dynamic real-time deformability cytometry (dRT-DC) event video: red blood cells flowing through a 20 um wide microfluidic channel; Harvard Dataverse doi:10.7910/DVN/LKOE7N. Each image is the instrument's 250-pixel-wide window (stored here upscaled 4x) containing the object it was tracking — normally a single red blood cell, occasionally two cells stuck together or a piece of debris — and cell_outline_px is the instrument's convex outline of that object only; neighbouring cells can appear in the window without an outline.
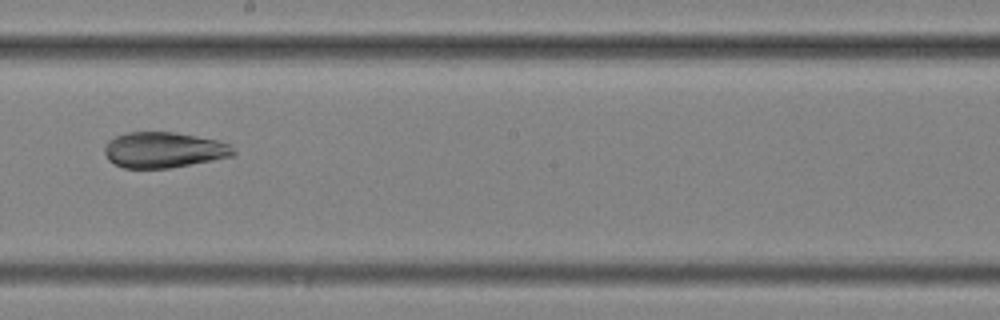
{"species": "common noctule bat (a hibernating species)", "species_latin": "Nyctalus noctula", "temperature_condition": "cold", "stored_images_in_passage": 12, "camera_frame_rate_fps": 3000, "um_per_image_px": 0.085, "animal": {"sex": "female", "body_mass_g": 25.1}, "frame": {"image": 1, "passage_image": 6, "time_ms": 1.667, "image_size_px": [1000, 320], "cell_outline_px": [[236, 152], [232, 156], [172, 168], [124, 168], [108, 160], [104, 152], [104, 148], [108, 140], [116, 136], [128, 132], [176, 132], [216, 140], [228, 144]], "centroid_in_image_um": [13.89, 12.74], "position_along_channel_um": 234.3, "area_um2": 26.7}}
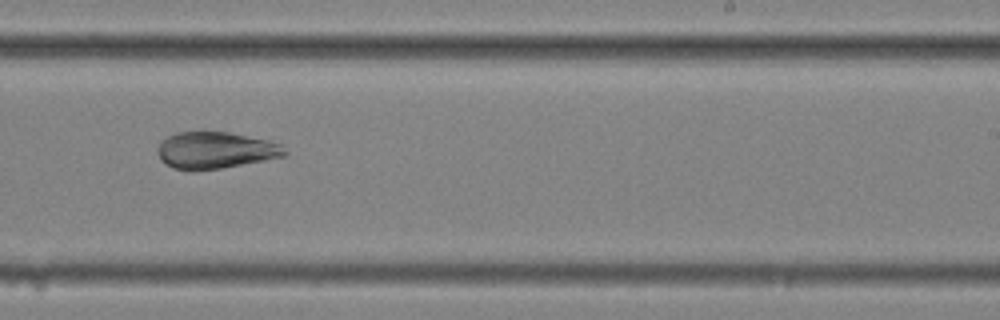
{"frame": {"image": 2, "passage_image": 7, "time_ms": 2.0, "image_size_px": [1000, 320], "cell_outline_px": [[288, 152], [284, 156], [264, 160], [220, 168], [188, 172], [172, 168], [160, 160], [156, 152], [156, 148], [160, 140], [176, 132], [228, 132], [268, 140], [280, 144]], "centroid_in_image_um": [18.23, 12.78], "position_along_channel_um": 270.8, "area_um2": 27.46}}
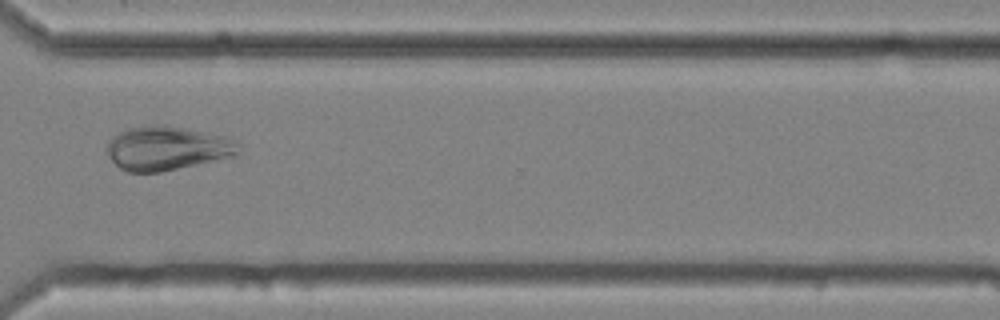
{"frame": {"image": 3, "passage_image": 9, "time_ms": 2.667, "image_size_px": [1000, 320], "cell_outline_px": [[240, 144], [236, 156], [160, 172], [128, 172], [120, 168], [104, 152], [108, 140], [116, 132], [128, 128], [156, 124], [164, 124], [228, 136], [236, 140]], "centroid_in_image_um": [14.19, 12.58], "position_along_channel_um": 356.4, "area_um2": 34.28}}